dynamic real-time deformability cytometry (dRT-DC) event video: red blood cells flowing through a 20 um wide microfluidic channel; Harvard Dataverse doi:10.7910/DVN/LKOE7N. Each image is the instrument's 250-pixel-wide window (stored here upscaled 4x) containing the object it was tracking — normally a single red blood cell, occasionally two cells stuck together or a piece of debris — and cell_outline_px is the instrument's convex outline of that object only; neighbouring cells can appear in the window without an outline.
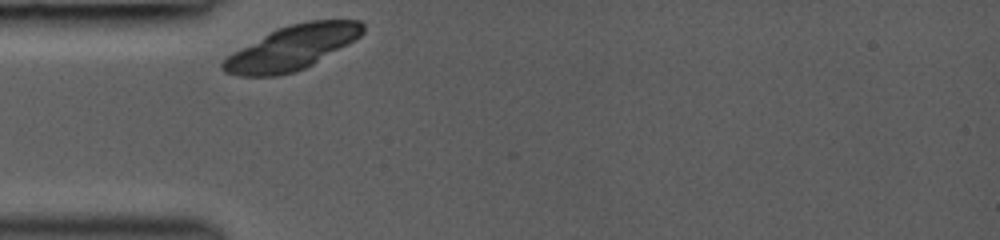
{"species": "common noctule bat (a hibernating species)", "species_latin": "Nyctalus noctula", "temperature_condition": "room temperature", "stored_images_in_passage": 27, "camera_frame_rate_fps": 3000, "um_per_image_px": 0.085, "animal": {"sex": "female", "body_mass_g": 19.0, "forearm_length_mm": 53.3}, "frame": {"image": 1, "passage_image": 1, "time_ms": 0.0, "image_size_px": [1000, 240], "cell_outline_px": [[364, 32], [360, 36], [312, 64], [296, 72], [276, 76], [240, 76], [224, 72], [220, 68], [220, 64], [228, 56], [276, 28], [288, 24], [308, 20], [360, 20], [364, 24]], "centroid_in_image_um": [24.81, 4.05], "position_along_channel_um": 60.2, "area_um2": 35.6}}